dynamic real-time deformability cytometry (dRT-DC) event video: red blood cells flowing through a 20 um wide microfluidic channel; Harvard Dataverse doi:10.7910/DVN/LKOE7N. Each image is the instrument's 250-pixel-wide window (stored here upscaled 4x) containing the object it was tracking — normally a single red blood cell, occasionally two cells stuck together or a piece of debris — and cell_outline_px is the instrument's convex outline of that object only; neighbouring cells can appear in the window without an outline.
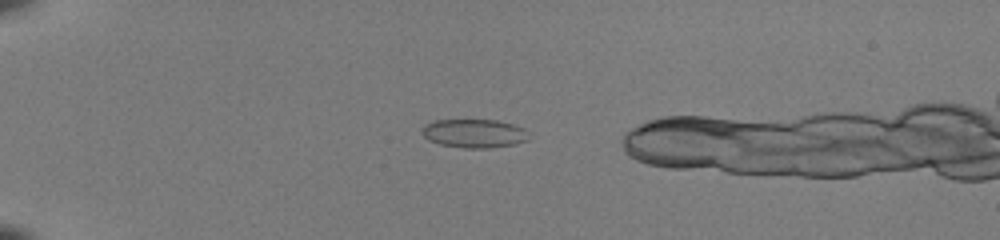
{"species": "common noctule bat (a hibernating species)", "species_latin": "Nyctalus noctula", "temperature_condition": "room temperature", "stored_images_in_passage": 43, "camera_frame_rate_fps": 3000, "um_per_image_px": 0.085, "animal": {"sex": "female", "body_mass_g": 22.0, "forearm_length_mm": 56.7}, "frame": {"image": 1, "passage_image": 9, "time_ms": 2.667, "image_size_px": [1000, 240], "cell_outline_px": [[528, 140], [512, 144], [488, 148], [464, 148], [440, 144], [428, 140], [424, 136], [424, 124], [436, 120], [496, 120], [512, 124], [524, 128]], "centroid_in_image_um": [40.29, 11.34], "position_along_channel_um": 44.7, "area_um2": 17.51}}
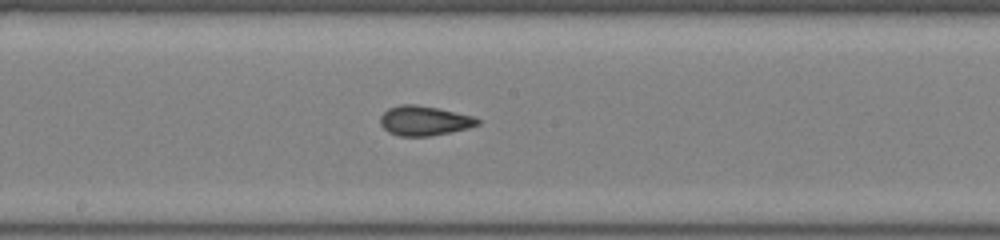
{"frame": {"image": 2, "passage_image": 25, "time_ms": 8.0, "image_size_px": [1000, 240], "cell_outline_px": [[480, 124], [468, 128], [428, 136], [400, 136], [388, 132], [380, 124], [380, 116], [388, 108], [400, 104], [416, 104], [436, 108], [472, 116], [480, 120]], "centroid_in_image_um": [36.02, 10.26], "position_along_channel_um": 212.2, "area_um2": 16.65}}
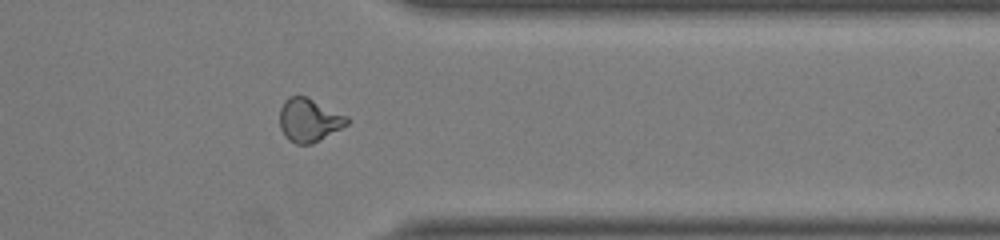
{"frame": {"image": 3, "passage_image": 38, "time_ms": 12.333, "image_size_px": [1000, 240], "cell_outline_px": [[348, 124], [312, 144], [296, 144], [288, 140], [284, 136], [280, 128], [280, 108], [284, 100], [288, 96], [308, 96], [348, 116]], "centroid_in_image_um": [26.25, 10.19], "position_along_channel_um": 385.2, "area_um2": 17.17}}